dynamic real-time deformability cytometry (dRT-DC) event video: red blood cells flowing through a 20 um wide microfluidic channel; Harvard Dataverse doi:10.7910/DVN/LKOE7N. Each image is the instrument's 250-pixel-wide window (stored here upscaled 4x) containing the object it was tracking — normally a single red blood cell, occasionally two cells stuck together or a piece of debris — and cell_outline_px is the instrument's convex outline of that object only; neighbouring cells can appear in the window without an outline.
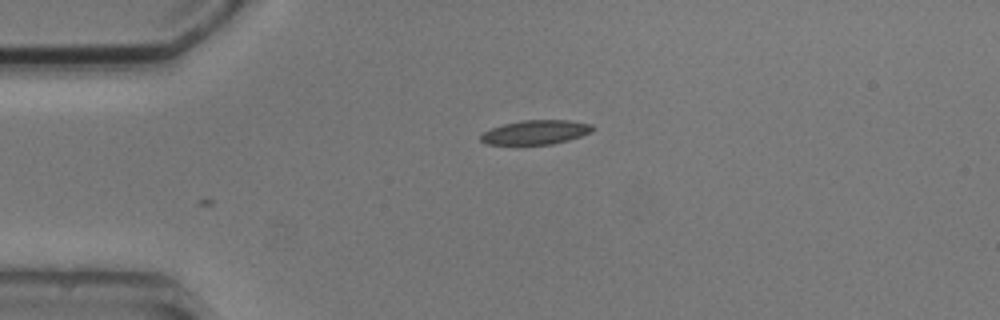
{"species": "common noctule bat (a hibernating species)", "species_latin": "Nyctalus noctula", "temperature_condition": "cold", "stored_images_in_passage": 2, "camera_frame_rate_fps": 3000, "um_per_image_px": 0.085, "animal": {"sex": "male", "body_mass_g": 20.5, "forearm_length_mm": 52.5}, "frame": {"image": 1, "passage_image": 1, "time_ms": 0.0, "image_size_px": [1000, 320], "cell_outline_px": [[596, 128], [592, 132], [568, 140], [552, 144], [484, 144], [480, 140], [480, 136], [484, 132], [492, 128], [504, 124], [524, 120], [568, 120], [592, 124]], "centroid_in_image_um": [45.56, 11.24], "position_along_channel_um": 39.4, "area_um2": 15.72}}